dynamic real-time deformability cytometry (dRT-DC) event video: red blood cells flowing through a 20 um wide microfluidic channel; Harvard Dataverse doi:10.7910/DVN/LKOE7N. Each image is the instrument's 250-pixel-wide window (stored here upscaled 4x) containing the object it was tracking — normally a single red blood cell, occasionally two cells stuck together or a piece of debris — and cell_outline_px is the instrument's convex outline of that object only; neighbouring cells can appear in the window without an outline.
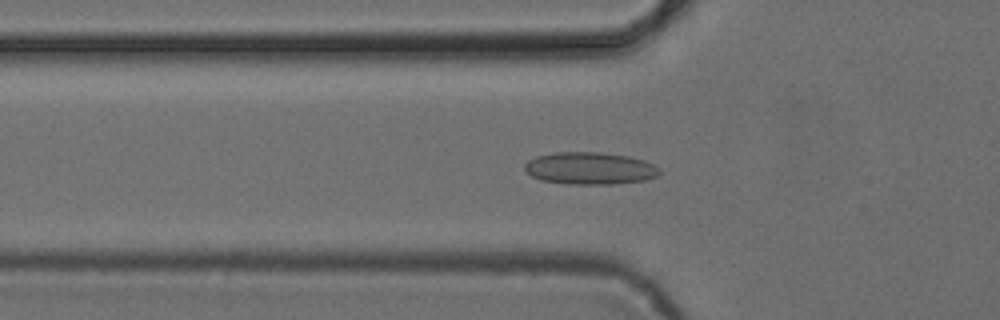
{"species": "common noctule bat (a hibernating species)", "species_latin": "Nyctalus noctula", "temperature_condition": "cold", "stored_images_in_passage": 44, "camera_frame_rate_fps": 3000, "um_per_image_px": 0.085, "animal": {"sex": "female", "body_mass_g": 24.6, "forearm_length_mm": 56.2}, "frame": {"image": 1, "passage_image": 9, "time_ms": 2.667, "image_size_px": [1000, 320], "cell_outline_px": [[660, 172], [656, 176], [644, 180], [612, 184], [568, 184], [540, 180], [532, 176], [524, 168], [524, 164], [528, 160], [536, 156], [556, 152], [600, 152], [628, 156], [644, 160], [660, 168]], "centroid_in_image_um": [50.12, 14.3], "position_along_channel_um": 75.7, "area_um2": 25.32}}
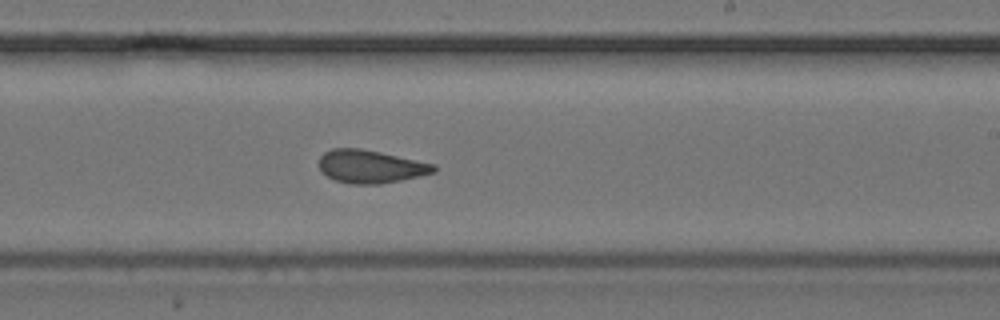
{"frame": {"image": 2, "passage_image": 23, "time_ms": 7.333, "image_size_px": [1000, 320], "cell_outline_px": [[436, 172], [420, 176], [380, 184], [348, 184], [336, 180], [320, 172], [320, 156], [324, 152], [332, 148], [360, 148], [380, 152], [436, 164]], "centroid_in_image_um": [31.5, 14.15], "position_along_channel_um": 257.5, "area_um2": 22.14}}
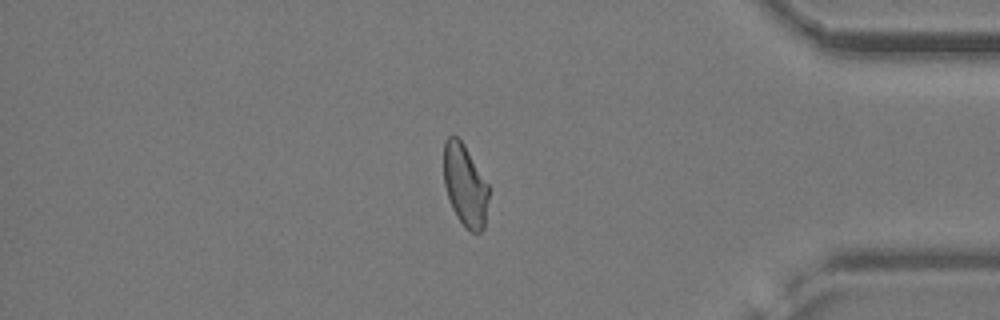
{"frame": {"image": 3, "passage_image": 36, "time_ms": 11.667, "image_size_px": [1000, 320], "cell_outline_px": [[488, 200], [484, 228], [480, 232], [468, 232], [464, 228], [456, 216], [452, 208], [444, 184], [444, 140], [448, 136], [456, 136], [464, 144], [488, 184]], "centroid_in_image_um": [39.52, 15.78], "position_along_channel_um": 395.7, "area_um2": 21.5}, "authors_computed_cell_mechanics": {"area_um2": 22.4264, "velocity_mm_per_s": 3.8792, "shape_relaxation_time_tau1_ms": 11.3535, "shape_relaxation_time_tau2_ms": 2.0068, "deformation_change_tau1": 0.2113, "deformation_change_tau2": 0.0894}}